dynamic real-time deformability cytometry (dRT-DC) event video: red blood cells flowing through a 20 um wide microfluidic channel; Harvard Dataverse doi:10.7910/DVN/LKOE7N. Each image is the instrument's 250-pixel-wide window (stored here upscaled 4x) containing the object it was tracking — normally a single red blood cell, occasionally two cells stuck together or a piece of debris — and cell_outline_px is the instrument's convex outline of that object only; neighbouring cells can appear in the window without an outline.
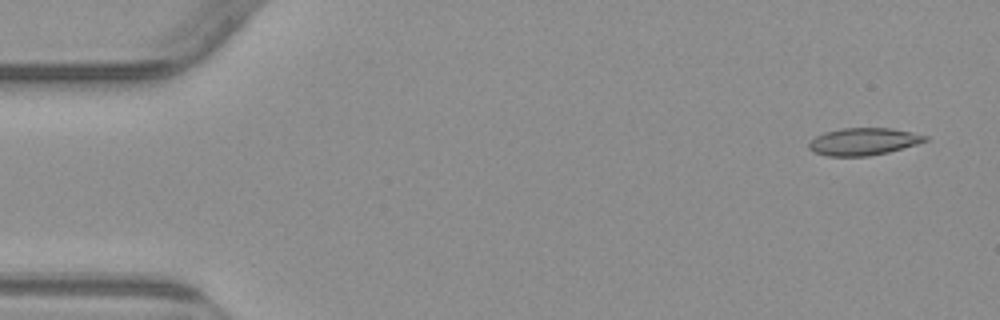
{"species": "common noctule bat (a hibernating species)", "species_latin": "Nyctalus noctula", "temperature_condition": "warm", "stored_images_in_passage": 4, "camera_frame_rate_fps": 3000, "um_per_image_px": 0.085, "animal": {"sex": "male", "body_mass_g": 23.1, "forearm_length_mm": 52.7}, "frame": {"image": 1, "passage_image": 1, "time_ms": 0.0, "image_size_px": [1000, 320], "cell_outline_px": [[928, 140], [916, 144], [888, 152], [868, 156], [828, 156], [812, 152], [808, 148], [808, 140], [824, 132], [844, 128], [892, 128], [912, 132], [928, 136]], "centroid_in_image_um": [73.35, 12.03], "position_along_channel_um": 11.7, "area_um2": 18.55}}
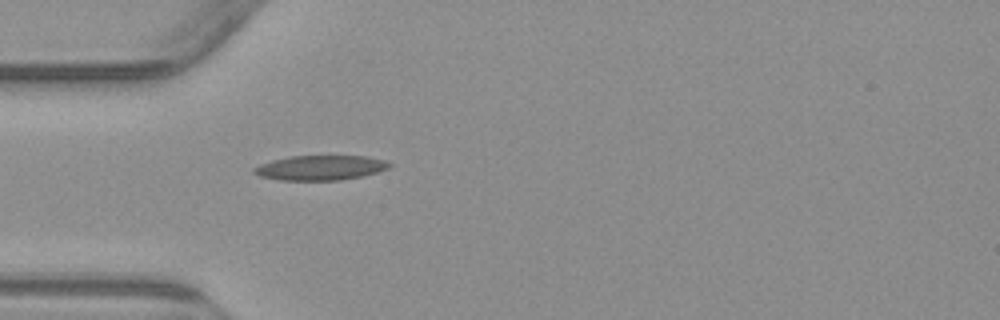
{"frame": {"image": 2, "passage_image": 4, "time_ms": 4.333, "image_size_px": [1000, 320], "cell_outline_px": [[392, 164], [388, 168], [364, 176], [340, 180], [280, 180], [260, 176], [252, 172], [252, 168], [260, 164], [272, 160], [292, 156], [368, 156], [384, 160]], "centroid_in_image_um": [27.22, 14.26], "position_along_channel_um": 57.8, "area_um2": 19.54}}